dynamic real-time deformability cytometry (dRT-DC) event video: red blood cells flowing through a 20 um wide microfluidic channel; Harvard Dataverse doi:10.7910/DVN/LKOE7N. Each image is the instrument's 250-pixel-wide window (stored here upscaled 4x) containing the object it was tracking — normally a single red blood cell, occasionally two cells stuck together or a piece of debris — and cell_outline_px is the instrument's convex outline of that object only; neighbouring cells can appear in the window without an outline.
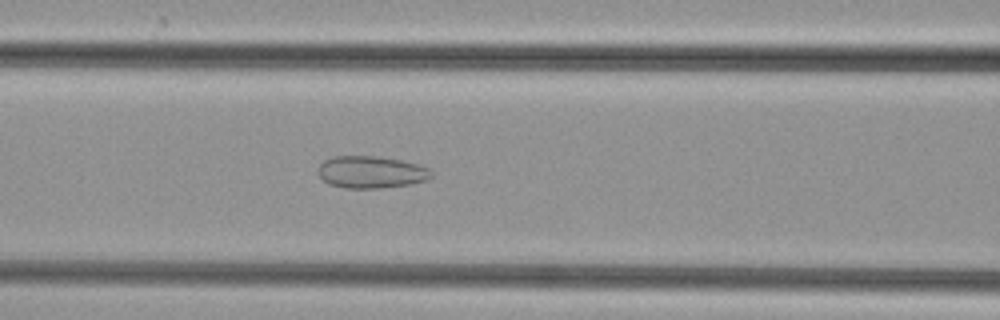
{"species": "common noctule bat (a hibernating species)", "species_latin": "Nyctalus noctula", "temperature_condition": "cold", "stored_images_in_passage": 41, "camera_frame_rate_fps": 3000, "um_per_image_px": 0.085, "animal": {"sex": "female", "body_mass_g": 29.2, "forearm_length_mm": 56.3}, "frame": {"image": 1, "passage_image": 21, "time_ms": 6.667, "image_size_px": [1000, 320], "cell_outline_px": [[432, 176], [428, 180], [412, 184], [380, 188], [344, 188], [328, 184], [320, 176], [320, 164], [324, 160], [332, 156], [380, 156], [400, 160], [416, 164], [428, 168], [432, 172]], "centroid_in_image_um": [31.56, 14.63], "position_along_channel_um": 135.0, "area_um2": 21.21}}
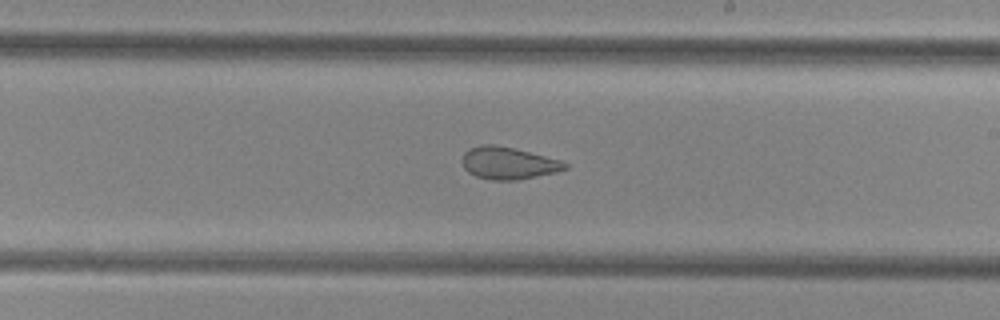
{"frame": {"image": 2, "passage_image": 29, "time_ms": 9.333, "image_size_px": [1000, 320], "cell_outline_px": [[568, 168], [556, 172], [516, 180], [492, 180], [476, 176], [468, 172], [464, 168], [464, 152], [468, 148], [480, 144], [492, 144], [512, 148], [560, 160], [568, 164]], "centroid_in_image_um": [43.19, 13.86], "position_along_channel_um": 245.8, "area_um2": 19.02}}
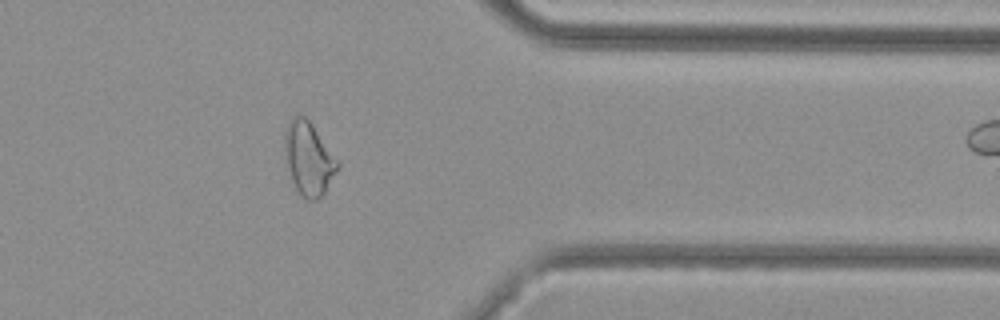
{"frame": {"image": 3, "passage_image": 40, "time_ms": 13.0, "image_size_px": [1000, 320], "cell_outline_px": [[340, 168], [324, 192], [316, 200], [308, 200], [300, 196], [292, 180], [284, 156], [284, 128], [288, 120], [292, 116], [304, 116], [312, 124], [340, 164]], "centroid_in_image_um": [26.2, 13.46], "position_along_channel_um": 385.2, "area_um2": 22.6}}